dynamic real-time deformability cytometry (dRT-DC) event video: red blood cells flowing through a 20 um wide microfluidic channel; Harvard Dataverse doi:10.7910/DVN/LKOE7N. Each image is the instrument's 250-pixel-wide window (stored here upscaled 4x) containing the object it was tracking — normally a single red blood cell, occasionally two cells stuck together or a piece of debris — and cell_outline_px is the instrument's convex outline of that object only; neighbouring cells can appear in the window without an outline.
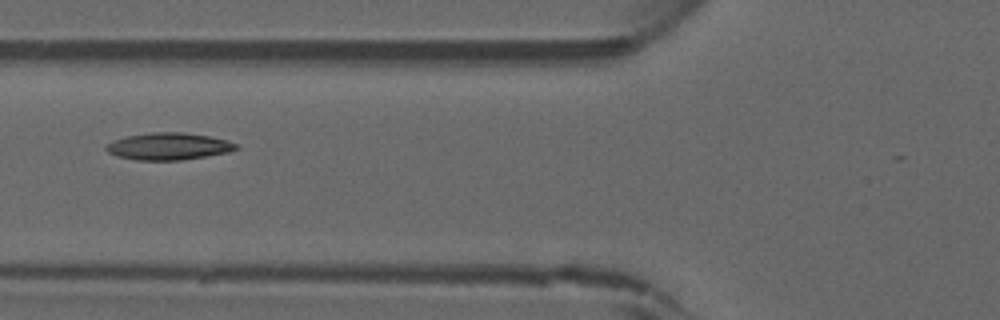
{"species": "common noctule bat (a hibernating species)", "species_latin": "Nyctalus noctula", "temperature_condition": "warm", "stored_images_in_passage": 32, "camera_frame_rate_fps": 3000, "um_per_image_px": 0.085, "animal": {"sex": "male", "forearm_length_mm": 52.5}, "frame": {"image": 1, "passage_image": 10, "time_ms": 3.0, "image_size_px": [1000, 320], "cell_outline_px": [[240, 148], [228, 152], [180, 160], [136, 160], [116, 156], [108, 152], [104, 148], [112, 140], [128, 136], [152, 132], [184, 132], [208, 136], [228, 140], [240, 144]], "centroid_in_image_um": [14.35, 12.43], "position_along_channel_um": 111.5, "area_um2": 20.52}}
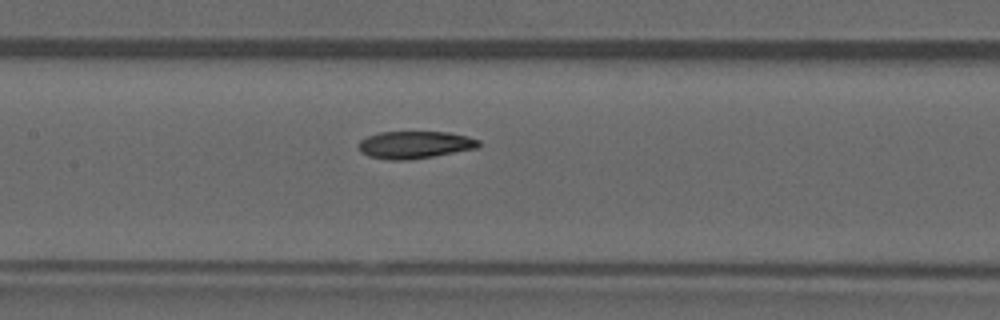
{"frame": {"image": 2, "passage_image": 14, "time_ms": 4.333, "image_size_px": [1000, 320], "cell_outline_px": [[480, 144], [476, 148], [432, 156], [408, 160], [388, 160], [368, 156], [360, 152], [356, 144], [360, 140], [368, 136], [380, 132], [448, 132], [468, 136], [480, 140]], "centroid_in_image_um": [35.21, 12.3], "position_along_channel_um": 172.2, "area_um2": 19.19}}